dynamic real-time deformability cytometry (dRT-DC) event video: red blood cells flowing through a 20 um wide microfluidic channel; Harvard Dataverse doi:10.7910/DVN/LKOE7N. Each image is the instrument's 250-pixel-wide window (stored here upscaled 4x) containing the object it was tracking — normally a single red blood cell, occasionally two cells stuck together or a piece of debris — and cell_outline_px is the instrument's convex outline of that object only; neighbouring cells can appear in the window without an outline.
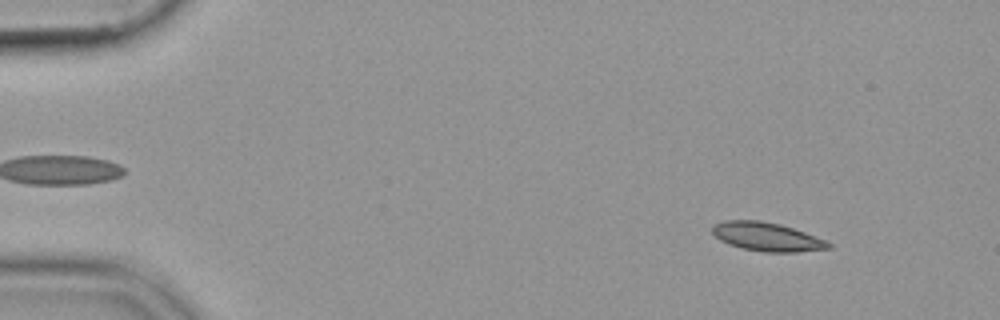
{"species": "common noctule bat (a hibernating species)", "species_latin": "Nyctalus noctula", "temperature_condition": "cold", "stored_images_in_passage": 54, "camera_frame_rate_fps": 3000, "um_per_image_px": 0.085, "animal": {"sex": "female", "body_mass_g": 19.9}, "frame": {"image": 1, "passage_image": 6, "time_ms": 1.667, "image_size_px": [1000, 320], "cell_outline_px": [[832, 248], [796, 252], [764, 252], [744, 248], [728, 244], [720, 240], [712, 232], [712, 224], [724, 220], [760, 220], [780, 224], [804, 232], [824, 240], [832, 244]], "centroid_in_image_um": [65.16, 20.12], "position_along_channel_um": 19.8, "area_um2": 19.31}}
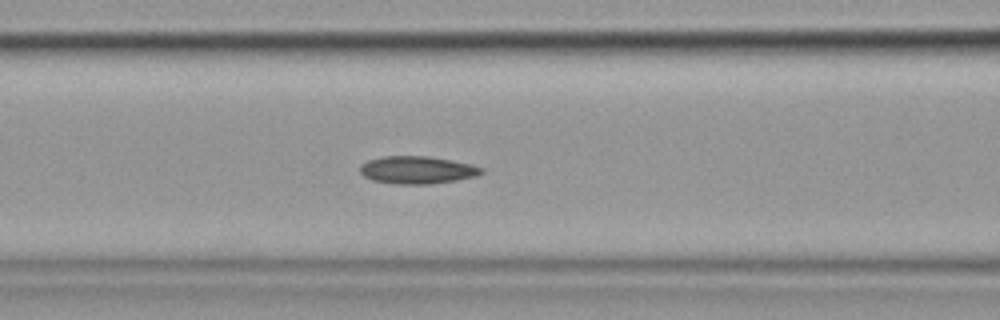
{"frame": {"image": 2, "passage_image": 23, "time_ms": 7.333, "image_size_px": [1000, 320], "cell_outline_px": [[484, 172], [476, 176], [456, 180], [428, 184], [396, 184], [372, 180], [364, 176], [360, 172], [360, 164], [368, 160], [384, 156], [428, 156], [452, 160], [472, 164], [484, 168]], "centroid_in_image_um": [35.47, 14.44], "position_along_channel_um": 131.1, "area_um2": 19.59}}
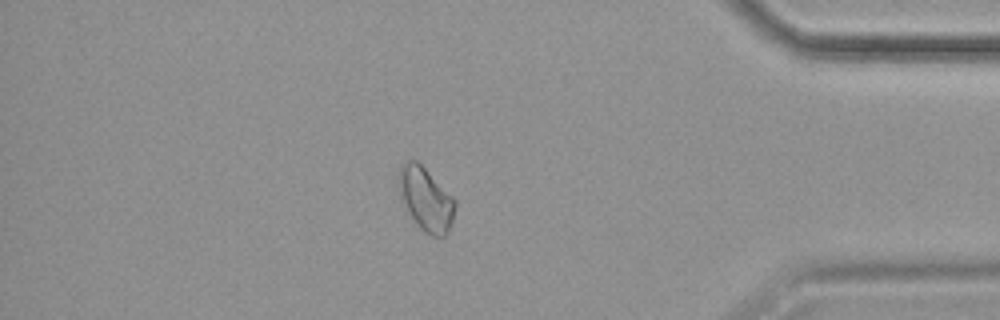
{"frame": {"image": 3, "passage_image": 47, "time_ms": 15.333, "image_size_px": [1000, 320], "cell_outline_px": [[456, 204], [452, 224], [448, 232], [444, 236], [432, 236], [424, 232], [416, 224], [400, 200], [396, 176], [400, 168], [408, 160], [416, 160], [456, 200]], "centroid_in_image_um": [36.17, 16.94], "position_along_channel_um": 399.0, "area_um2": 20.92}}